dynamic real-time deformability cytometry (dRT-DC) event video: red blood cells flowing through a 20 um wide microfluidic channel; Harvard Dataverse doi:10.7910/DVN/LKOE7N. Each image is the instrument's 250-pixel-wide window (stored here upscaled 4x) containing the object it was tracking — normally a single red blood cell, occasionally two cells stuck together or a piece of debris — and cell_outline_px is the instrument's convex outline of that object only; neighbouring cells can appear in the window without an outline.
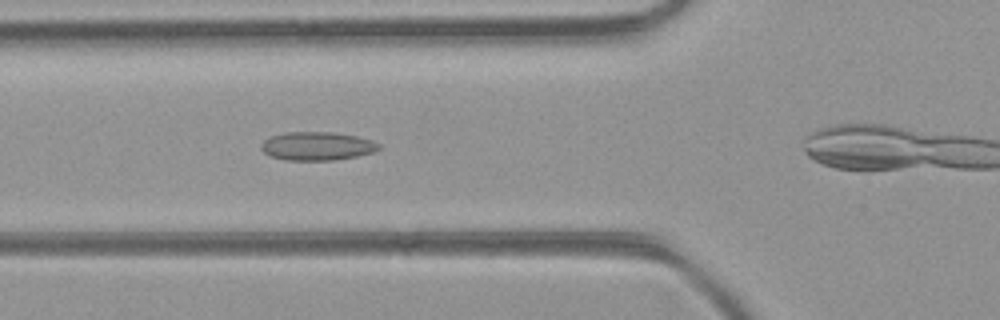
{"species": "common noctule bat (a hibernating species)", "species_latin": "Nyctalus noctula", "temperature_condition": "room temperature", "stored_images_in_passage": 24, "camera_frame_rate_fps": 3000, "um_per_image_px": 0.085, "animal": {"sex": "female", "body_mass_g": 21.9}, "frame": {"image": 1, "passage_image": 4, "time_ms": 1.0, "image_size_px": [1000, 320], "cell_outline_px": [[380, 148], [372, 152], [356, 156], [332, 160], [284, 160], [272, 156], [264, 152], [260, 148], [260, 144], [268, 136], [284, 132], [332, 132], [356, 136], [372, 140], [380, 144]], "centroid_in_image_um": [26.91, 12.4], "position_along_channel_um": 98.9, "area_um2": 19.54}}
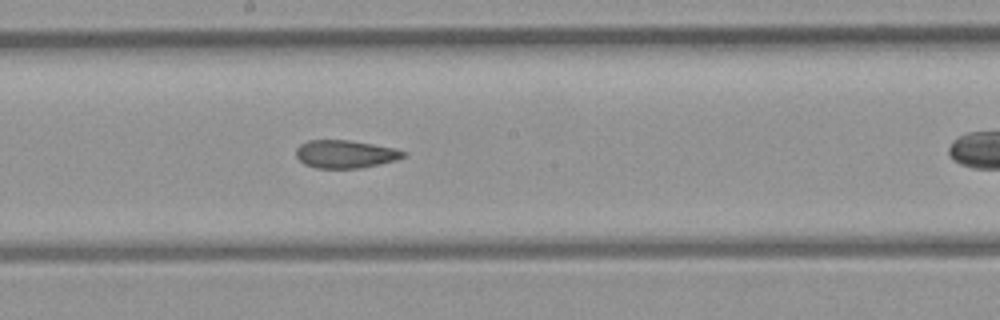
{"frame": {"image": 2, "passage_image": 12, "time_ms": 3.667, "image_size_px": [1000, 320], "cell_outline_px": [[408, 156], [396, 160], [380, 164], [360, 168], [316, 168], [304, 164], [296, 156], [296, 148], [300, 144], [308, 140], [348, 140], [396, 148], [408, 152]], "centroid_in_image_um": [29.39, 13.1], "position_along_channel_um": 218.8, "area_um2": 17.63}}
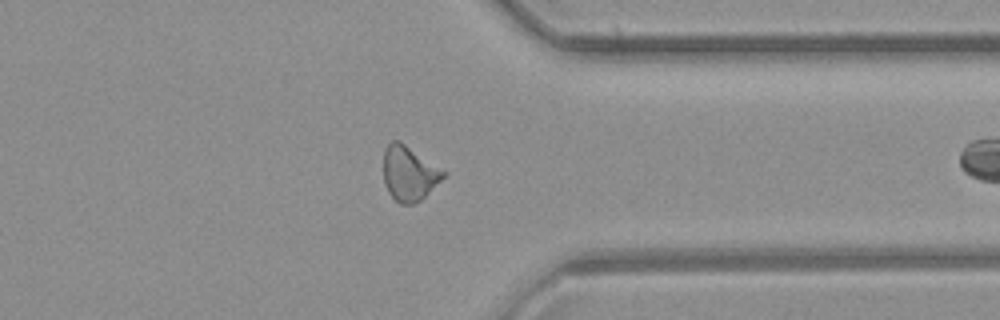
{"frame": {"image": 3, "passage_image": 23, "time_ms": 7.333, "image_size_px": [1000, 320], "cell_outline_px": [[448, 172], [420, 200], [412, 204], [400, 204], [388, 192], [384, 184], [384, 148], [392, 140], [400, 140]], "centroid_in_image_um": [34.76, 14.7], "position_along_channel_um": 376.6, "area_um2": 19.07}}